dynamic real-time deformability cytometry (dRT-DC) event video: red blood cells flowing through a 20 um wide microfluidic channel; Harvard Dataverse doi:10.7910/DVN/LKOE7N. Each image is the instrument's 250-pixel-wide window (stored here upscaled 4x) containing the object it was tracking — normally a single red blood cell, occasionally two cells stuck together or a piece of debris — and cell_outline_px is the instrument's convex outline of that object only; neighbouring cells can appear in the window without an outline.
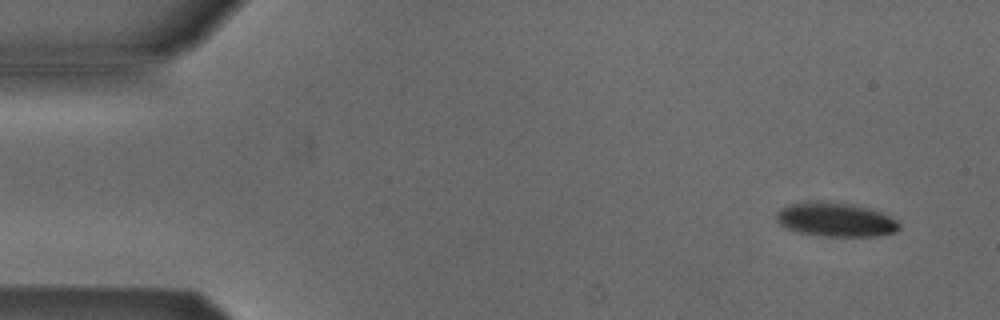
{"species": "Egyptian fruit bat (a non-hibernating species)", "species_latin": "Rousettus aegyptiacus", "temperature_condition": "cold", "stored_images_in_passage": 5, "segment_of_instrument_passage": [1, 2], "camera_frame_rate_fps": 3000, "um_per_image_px": 0.085, "animal": {"sex": "male"}, "frame": {"image": 1, "passage_image": 1, "time_ms": 0.0, "image_size_px": [1000, 320], "cell_outline_px": [[900, 228], [896, 232], [880, 236], [820, 236], [800, 232], [788, 228], [780, 224], [776, 220], [776, 212], [780, 208], [788, 204], [852, 204], [872, 208], [892, 216], [900, 224]], "centroid_in_image_um": [71.11, 18.71], "position_along_channel_um": 13.9, "area_um2": 23.81}}
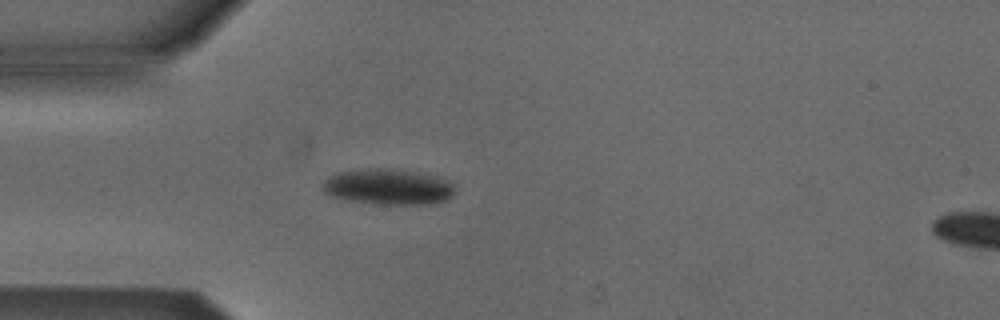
{"frame": {"image": 2, "passage_image": 4, "time_ms": 3.667, "image_size_px": [1000, 320], "cell_outline_px": [[452, 196], [448, 200], [424, 204], [376, 204], [344, 200], [328, 196], [320, 188], [324, 180], [332, 172], [368, 168], [380, 168], [436, 176], [452, 184]], "centroid_in_image_um": [32.84, 15.89], "position_along_channel_um": 52.2, "area_um2": 27.51}}